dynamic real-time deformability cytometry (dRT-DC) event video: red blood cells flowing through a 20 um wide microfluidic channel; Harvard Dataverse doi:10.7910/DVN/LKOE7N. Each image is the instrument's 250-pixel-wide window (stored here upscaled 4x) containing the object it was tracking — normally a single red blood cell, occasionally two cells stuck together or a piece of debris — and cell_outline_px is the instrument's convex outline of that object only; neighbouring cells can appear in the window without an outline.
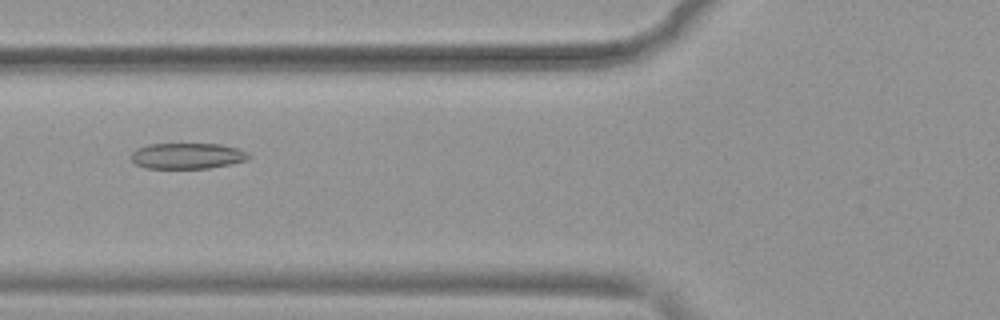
{"species": "common noctule bat (a hibernating species)", "species_latin": "Nyctalus noctula", "temperature_condition": "warm", "stored_images_in_passage": 53, "camera_frame_rate_fps": 3000, "um_per_image_px": 0.085, "animal": {"sex": "female", "body_mass_g": 19.9}, "frame": {"image": 1, "passage_image": 21, "time_ms": 6.667, "image_size_px": [1000, 320], "cell_outline_px": [[252, 156], [248, 160], [208, 168], [144, 168], [136, 164], [132, 160], [132, 152], [136, 148], [148, 144], [220, 144], [236, 148], [248, 152]], "centroid_in_image_um": [15.92, 13.25], "position_along_channel_um": 109.9, "area_um2": 17.69}}
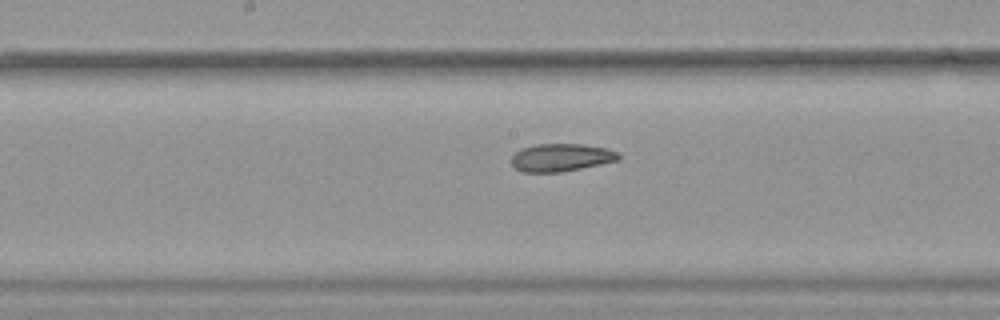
{"frame": {"image": 2, "passage_image": 28, "time_ms": 9.0, "image_size_px": [1000, 320], "cell_outline_px": [[620, 160], [560, 172], [524, 172], [516, 168], [512, 164], [512, 156], [516, 152], [524, 148], [536, 144], [580, 144], [604, 148], [620, 152]], "centroid_in_image_um": [47.72, 13.39], "position_along_channel_um": 200.5, "area_um2": 17.11}}
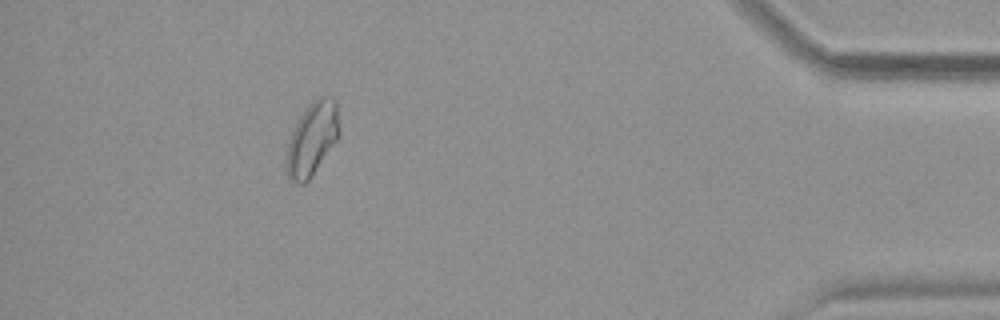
{"frame": {"image": 3, "passage_image": 48, "time_ms": 15.667, "image_size_px": [1000, 320], "cell_outline_px": [[340, 132], [336, 140], [308, 180], [304, 184], [296, 184], [288, 180], [288, 144], [292, 132], [300, 116], [316, 96], [332, 96], [336, 100]], "centroid_in_image_um": [26.56, 11.76], "position_along_channel_um": 408.6, "area_um2": 22.02}, "authors_computed_cell_mechanics": {"area_um2": 21.0392, "velocity_mm_per_s": 3.8902, "shape_relaxation_time_tau1_ms": null, "shape_relaxation_time_tau2_ms": 2.9588, "deformation_change_tau1": null, "deformation_change_tau2": 0.0927}}